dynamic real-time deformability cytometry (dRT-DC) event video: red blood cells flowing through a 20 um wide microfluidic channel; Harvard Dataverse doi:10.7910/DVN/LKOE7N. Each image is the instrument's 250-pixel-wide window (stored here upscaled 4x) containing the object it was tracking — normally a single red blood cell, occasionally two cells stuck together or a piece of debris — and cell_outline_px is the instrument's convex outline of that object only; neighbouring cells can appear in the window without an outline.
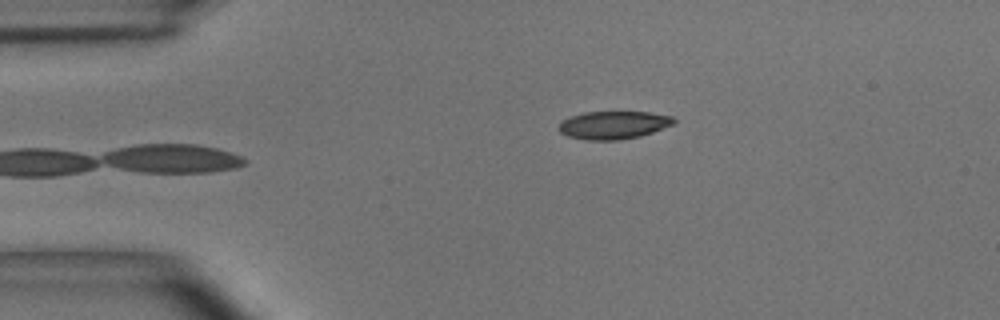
{"species": "common noctule bat (a hibernating species)", "species_latin": "Nyctalus noctula", "temperature_condition": "room temperature", "stored_images_in_passage": 5, "camera_frame_rate_fps": 3000, "um_per_image_px": 0.085, "animal": {"sex": "male", "body_mass_g": 15.6}, "frame": {"image": 1, "passage_image": 5, "time_ms": 1.333, "image_size_px": [1000, 320], "cell_outline_px": [[676, 124], [640, 136], [620, 140], [584, 140], [568, 136], [560, 132], [556, 128], [560, 120], [584, 112], [648, 112], [672, 116], [676, 120]], "centroid_in_image_um": [52.13, 10.63], "position_along_channel_um": 32.9, "area_um2": 18.96}}